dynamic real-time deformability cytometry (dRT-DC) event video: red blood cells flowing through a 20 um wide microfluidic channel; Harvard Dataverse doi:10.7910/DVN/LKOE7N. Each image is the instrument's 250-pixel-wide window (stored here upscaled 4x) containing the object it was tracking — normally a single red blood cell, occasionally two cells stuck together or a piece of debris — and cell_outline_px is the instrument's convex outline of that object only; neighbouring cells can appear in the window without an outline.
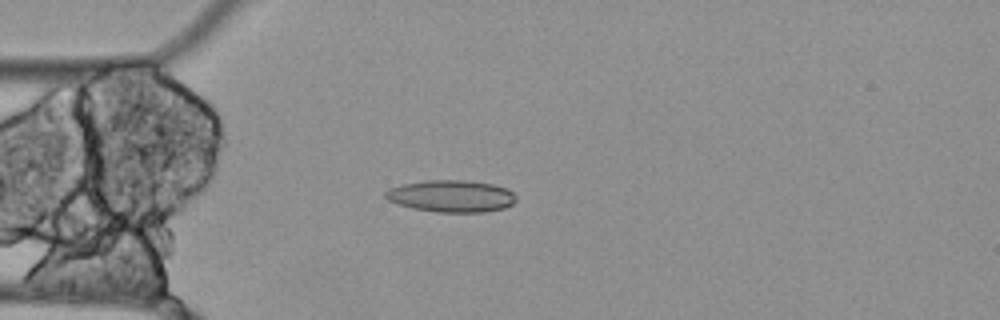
{"species": "Egyptian fruit bat (a non-hibernating species)", "species_latin": "Rousettus aegyptiacus", "temperature_condition": "cold", "stored_images_in_passage": 55, "camera_frame_rate_fps": 3000, "um_per_image_px": 0.085, "animal": {"sex": "female"}, "frame": {"image": 1, "passage_image": 14, "time_ms": 4.333, "image_size_px": [1000, 320], "cell_outline_px": [[516, 200], [512, 204], [504, 208], [484, 212], [436, 212], [412, 208], [388, 200], [384, 196], [384, 192], [388, 188], [400, 184], [428, 180], [464, 180], [492, 184], [504, 188], [512, 192], [516, 196]], "centroid_in_image_um": [38.33, 16.67], "position_along_channel_um": 46.7, "area_um2": 24.33}}
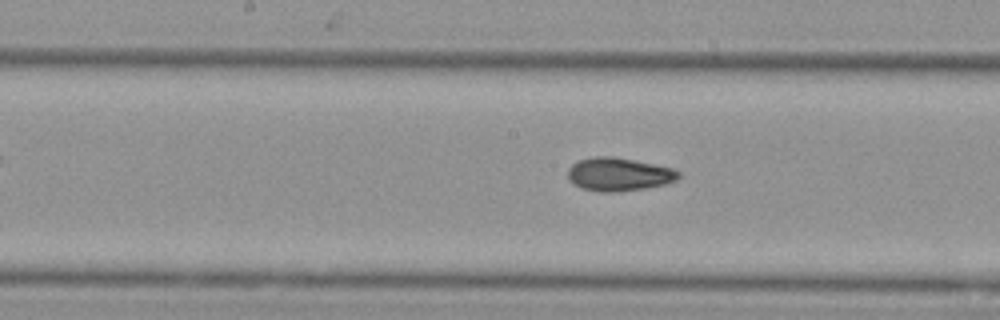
{"frame": {"image": 2, "passage_image": 27, "time_ms": 8.667, "image_size_px": [1000, 320], "cell_outline_px": [[680, 176], [676, 180], [664, 184], [648, 188], [616, 192], [600, 192], [580, 188], [568, 180], [568, 168], [576, 160], [592, 156], [612, 156], [672, 168], [680, 172]], "centroid_in_image_um": [52.55, 14.82], "position_along_channel_um": 195.7, "area_um2": 21.62}}
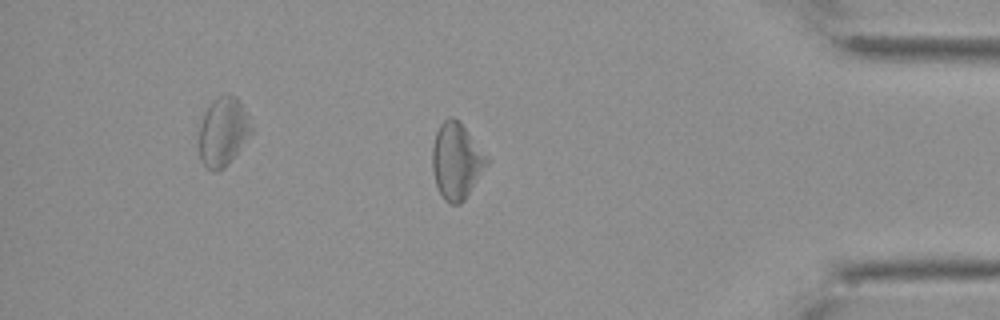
{"frame": {"image": 3, "passage_image": 47, "time_ms": 15.333, "image_size_px": [1000, 320], "cell_outline_px": [[488, 164], [464, 200], [460, 204], [448, 204], [444, 200], [436, 184], [432, 168], [432, 148], [436, 132], [440, 124], [448, 116], [452, 116], [460, 120], [488, 160]], "centroid_in_image_um": [38.77, 13.67], "position_along_channel_um": 396.4, "area_um2": 23.93}, "authors_computed_cell_mechanics": {"area_um2": 23.2934, "velocity_mm_per_s": 3.4782, "shape_relaxation_time_tau1_ms": null, "shape_relaxation_time_tau2_ms": 5.3332, "deformation_change_tau1": null, "deformation_change_tau2": 0.1478}}